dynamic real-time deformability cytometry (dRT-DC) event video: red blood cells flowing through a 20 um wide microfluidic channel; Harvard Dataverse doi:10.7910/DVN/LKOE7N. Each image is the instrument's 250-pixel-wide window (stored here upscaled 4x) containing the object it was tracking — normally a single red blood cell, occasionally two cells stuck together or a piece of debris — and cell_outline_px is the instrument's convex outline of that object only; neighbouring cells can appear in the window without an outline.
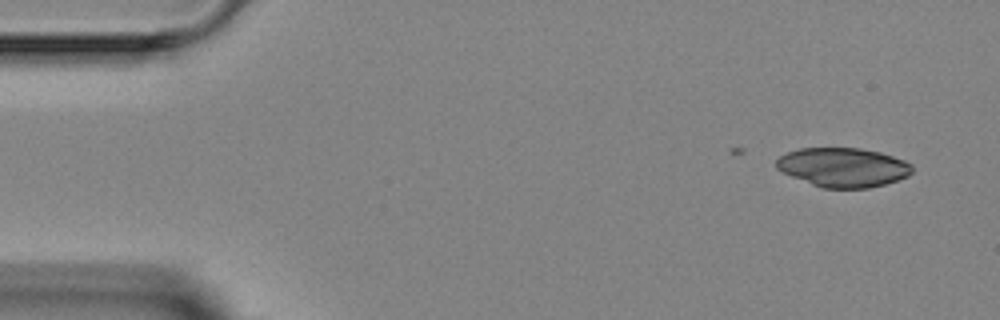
{"species": "Egyptian fruit bat (a non-hibernating species)", "species_latin": "Rousettus aegyptiacus", "temperature_condition": "room temperature", "stored_images_in_passage": 5, "camera_frame_rate_fps": 3000, "um_per_image_px": 0.085, "animal": {"sex": "female"}, "frame": {"image": 1, "passage_image": 1, "time_ms": 0.0, "image_size_px": [1000, 320], "cell_outline_px": [[912, 172], [908, 176], [884, 184], [868, 188], [824, 188], [812, 184], [792, 176], [776, 168], [776, 160], [780, 156], [788, 152], [800, 148], [860, 148], [880, 152], [904, 160], [912, 164]], "centroid_in_image_um": [71.68, 14.22], "position_along_channel_um": 13.3, "area_um2": 30.81}}